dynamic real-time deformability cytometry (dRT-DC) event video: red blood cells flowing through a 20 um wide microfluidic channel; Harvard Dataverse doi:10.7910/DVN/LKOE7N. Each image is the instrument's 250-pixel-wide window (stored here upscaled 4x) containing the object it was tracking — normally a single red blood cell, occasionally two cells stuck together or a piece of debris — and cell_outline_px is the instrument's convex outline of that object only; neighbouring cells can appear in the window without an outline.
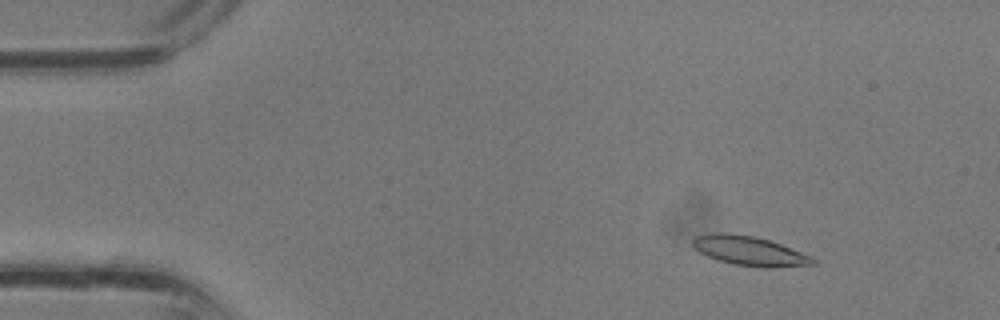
{"species": "common noctule bat (a hibernating species)", "species_latin": "Nyctalus noctula", "temperature_condition": "room temperature", "stored_images_in_passage": 38, "segment_of_instrument_passage": [1, 2], "camera_frame_rate_fps": 3000, "um_per_image_px": 0.085, "animal": {"sex": "male", "body_mass_g": 13.3}, "frame": {"image": 1, "passage_image": 5, "time_ms": 1.333, "image_size_px": [1000, 320], "cell_outline_px": [[816, 264], [772, 268], [764, 268], [732, 264], [708, 256], [700, 252], [692, 244], [692, 240], [696, 236], [716, 232], [724, 232], [752, 236], [768, 240], [780, 244], [812, 256], [816, 260]], "centroid_in_image_um": [63.73, 21.33], "position_along_channel_um": 21.3, "area_um2": 20.46}}
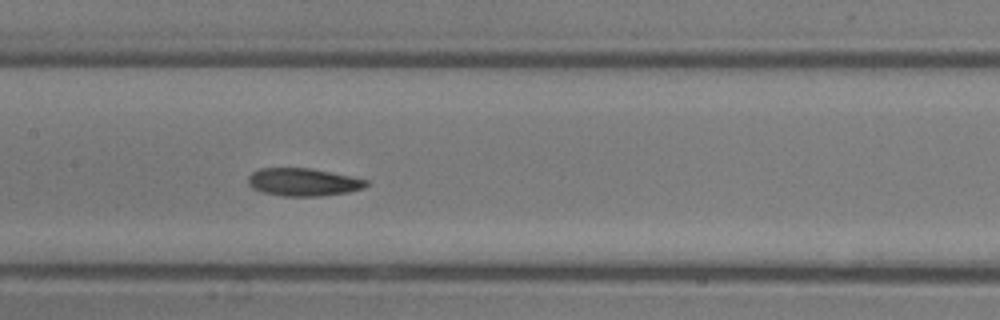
{"frame": {"image": 2, "passage_image": 18, "time_ms": 5.667, "image_size_px": [1000, 320], "cell_outline_px": [[368, 184], [364, 188], [348, 192], [320, 196], [284, 196], [264, 192], [252, 188], [248, 184], [248, 176], [252, 172], [260, 168], [312, 168], [352, 176], [368, 180]], "centroid_in_image_um": [25.79, 15.47], "position_along_channel_um": 181.6, "area_um2": 19.19}}
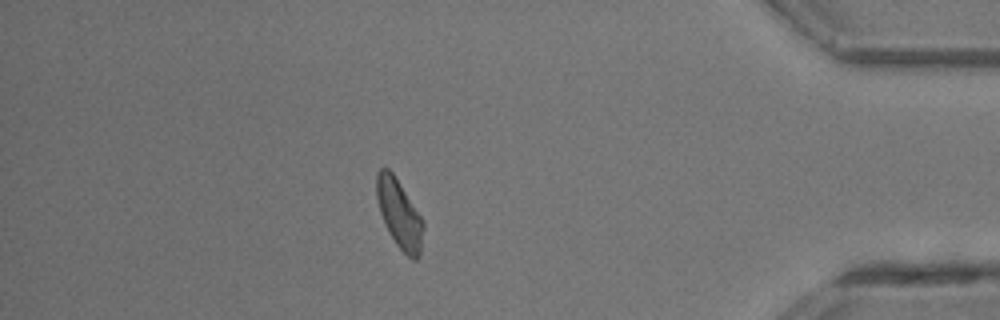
{"frame": {"image": 3, "passage_image": 32, "time_ms": 10.333, "image_size_px": [1000, 320], "cell_outline_px": [[424, 228], [420, 256], [416, 260], [412, 260], [396, 244], [380, 212], [376, 196], [376, 172], [380, 168], [388, 168], [392, 172], [420, 216], [424, 224]], "centroid_in_image_um": [33.94, 18.19], "position_along_channel_um": 401.3, "area_um2": 18.21}}